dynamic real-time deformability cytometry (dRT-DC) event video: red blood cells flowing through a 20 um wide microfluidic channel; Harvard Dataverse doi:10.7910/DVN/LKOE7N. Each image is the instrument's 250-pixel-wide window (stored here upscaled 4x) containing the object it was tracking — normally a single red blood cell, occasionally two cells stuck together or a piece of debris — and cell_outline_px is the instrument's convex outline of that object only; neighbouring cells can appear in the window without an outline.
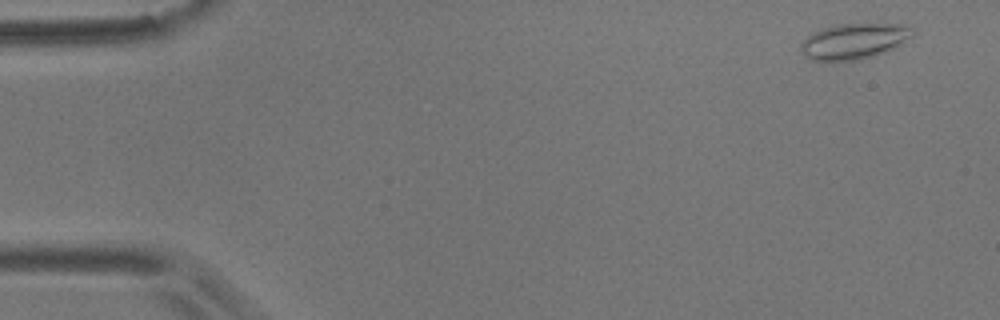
{"species": "common noctule bat (a hibernating species)", "species_latin": "Nyctalus noctula", "temperature_condition": "room temperature", "stored_images_in_passage": 6, "camera_frame_rate_fps": 3000, "um_per_image_px": 0.085, "animal": {"sex": "male", "body_mass_g": 17.9}, "frame": {"image": 1, "passage_image": 2, "time_ms": 0.333, "image_size_px": [1000, 320], "cell_outline_px": [[916, 32], [912, 36], [892, 48], [884, 52], [860, 60], [808, 60], [800, 48], [800, 44], [812, 32], [836, 24], [900, 24]], "centroid_in_image_um": [72.54, 3.5], "position_along_channel_um": 12.5, "area_um2": 22.83}}